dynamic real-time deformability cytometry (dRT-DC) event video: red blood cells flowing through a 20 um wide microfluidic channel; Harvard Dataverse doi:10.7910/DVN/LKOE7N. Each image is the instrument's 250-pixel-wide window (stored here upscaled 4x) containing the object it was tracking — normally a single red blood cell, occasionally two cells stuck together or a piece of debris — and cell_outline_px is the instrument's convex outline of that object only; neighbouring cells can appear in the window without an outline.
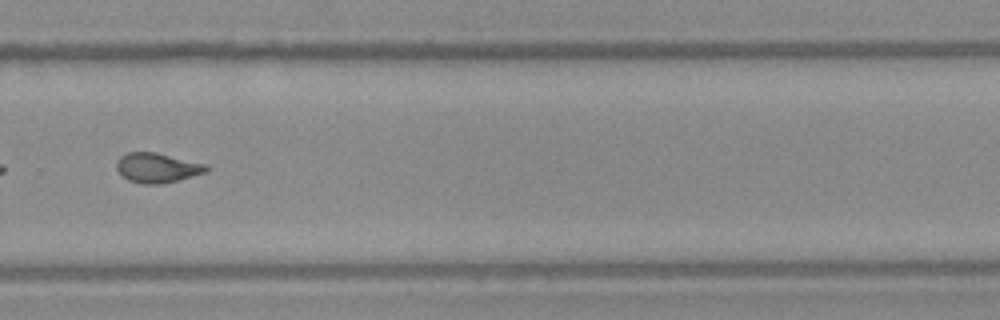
{"species": "Egyptian fruit bat (a non-hibernating species)", "species_latin": "Rousettus aegyptiacus", "temperature_condition": "warm", "stored_images_in_passage": 25, "camera_frame_rate_fps": 3000, "um_per_image_px": 0.085, "frame": {"image": 1, "passage_image": 22, "time_ms": 7.0, "image_size_px": [1000, 320], "cell_outline_px": [[208, 172], [160, 184], [140, 184], [128, 180], [116, 168], [116, 160], [120, 156], [128, 152], [156, 152], [208, 164]], "centroid_in_image_um": [13.37, 14.25], "position_along_channel_um": 316.4, "area_um2": 15.61}}